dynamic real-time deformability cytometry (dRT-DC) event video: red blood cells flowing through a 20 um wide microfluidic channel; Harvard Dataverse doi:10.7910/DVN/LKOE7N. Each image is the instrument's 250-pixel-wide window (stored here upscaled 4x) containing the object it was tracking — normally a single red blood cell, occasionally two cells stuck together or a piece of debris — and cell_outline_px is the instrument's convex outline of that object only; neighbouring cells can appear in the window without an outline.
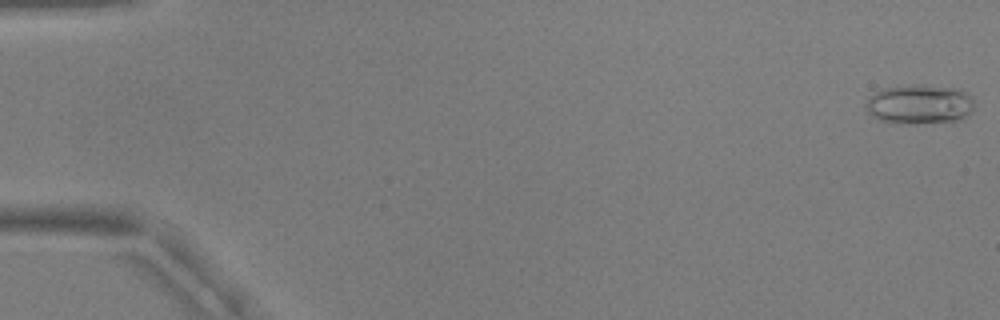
{"species": "common noctule bat (a hibernating species)", "species_latin": "Nyctalus noctula", "temperature_condition": "warm", "stored_images_in_passage": 54, "camera_frame_rate_fps": 3000, "um_per_image_px": 0.085, "animal": {"sex": "male", "body_mass_g": 17.9, "forearm_length_mm": 54.2}, "frame": {"image": 1, "passage_image": 1, "time_ms": 0.0, "image_size_px": [1000, 320], "cell_outline_px": [[972, 112], [960, 120], [916, 124], [908, 124], [880, 120], [872, 116], [864, 108], [864, 104], [868, 96], [884, 88], [912, 84], [920, 84], [960, 88], [968, 92], [972, 100]], "centroid_in_image_um": [78.14, 8.85], "position_along_channel_um": 6.9, "area_um2": 25.37}}
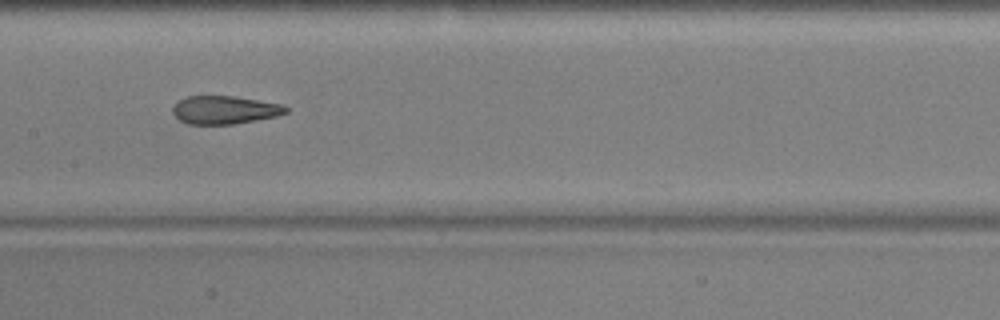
{"frame": {"image": 2, "passage_image": 28, "time_ms": 9.0, "image_size_px": [1000, 320], "cell_outline_px": [[288, 112], [276, 116], [236, 124], [188, 124], [180, 120], [172, 112], [172, 108], [180, 100], [188, 96], [232, 96], [284, 104], [288, 108]], "centroid_in_image_um": [19.12, 9.34], "position_along_channel_um": 188.3, "area_um2": 18.5}}
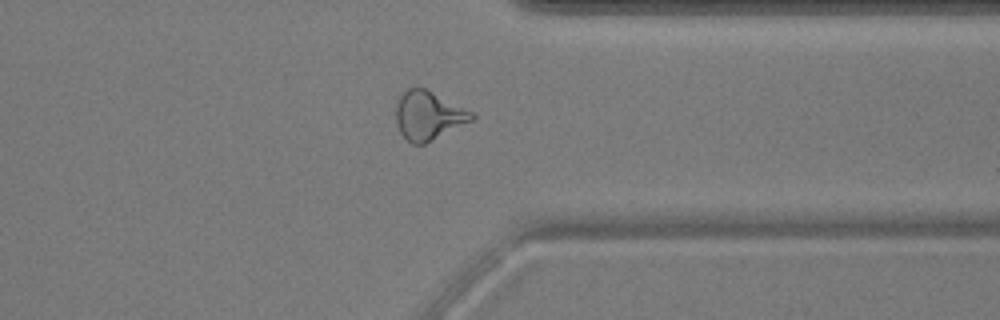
{"frame": {"image": 3, "passage_image": 43, "time_ms": 14.0, "image_size_px": [1000, 320], "cell_outline_px": [[476, 116], [472, 120], [424, 144], [412, 144], [400, 132], [396, 124], [396, 104], [400, 96], [408, 88], [424, 88], [476, 112]], "centroid_in_image_um": [36.43, 9.81], "position_along_channel_um": 375.0, "area_um2": 21.39}, "authors_computed_cell_mechanics": {"area_um2": 20.808, "velocity_mm_per_s": 3.7799, "shape_relaxation_time_tau1_ms": 5.9296, "shape_relaxation_time_tau2_ms": 1.6134, "deformation_change_tau1": 0.2019, "deformation_change_tau2": 0.1096}}